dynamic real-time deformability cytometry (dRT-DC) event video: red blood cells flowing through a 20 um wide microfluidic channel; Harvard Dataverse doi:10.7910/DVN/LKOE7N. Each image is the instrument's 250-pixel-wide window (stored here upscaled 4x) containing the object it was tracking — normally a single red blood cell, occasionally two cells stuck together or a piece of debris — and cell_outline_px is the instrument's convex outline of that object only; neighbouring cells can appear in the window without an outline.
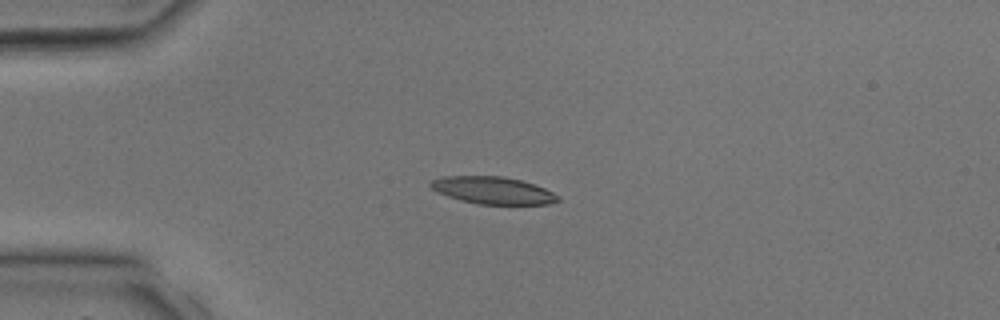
{"species": "common noctule bat (a hibernating species)", "species_latin": "Nyctalus noctula", "temperature_condition": "room temperature", "stored_images_in_passage": 33, "camera_frame_rate_fps": 3000, "um_per_image_px": 0.085, "animal": {"sex": "male", "body_mass_g": 17.9, "forearm_length_mm": 54.2}, "frame": {"image": 1, "passage_image": 8, "time_ms": 2.333, "image_size_px": [1000, 320], "cell_outline_px": [[560, 200], [548, 204], [480, 204], [460, 200], [436, 192], [428, 184], [432, 180], [444, 176], [504, 176], [520, 180], [544, 188], [552, 192]], "centroid_in_image_um": [41.85, 16.17], "position_along_channel_um": 43.2, "area_um2": 20.0}}
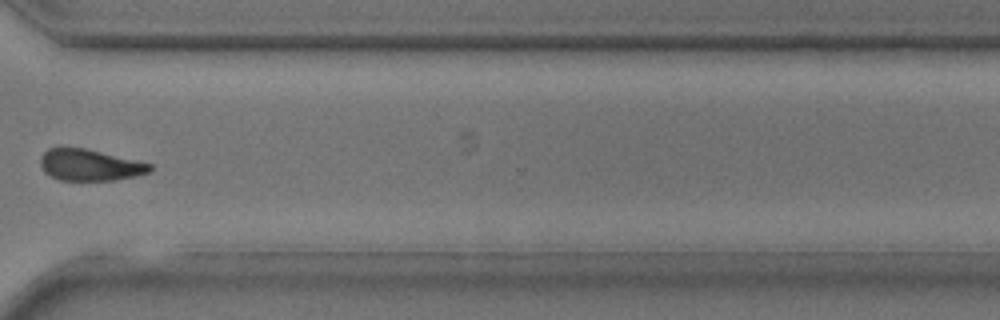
{"frame": {"image": 2, "passage_image": 25, "time_ms": 8.0, "image_size_px": [1000, 320], "cell_outline_px": [[152, 168], [148, 172], [136, 176], [116, 180], [60, 180], [44, 172], [40, 164], [40, 156], [48, 148], [84, 148], [136, 160], [152, 164]], "centroid_in_image_um": [7.62, 14.03], "position_along_channel_um": 363.0, "area_um2": 19.88}}
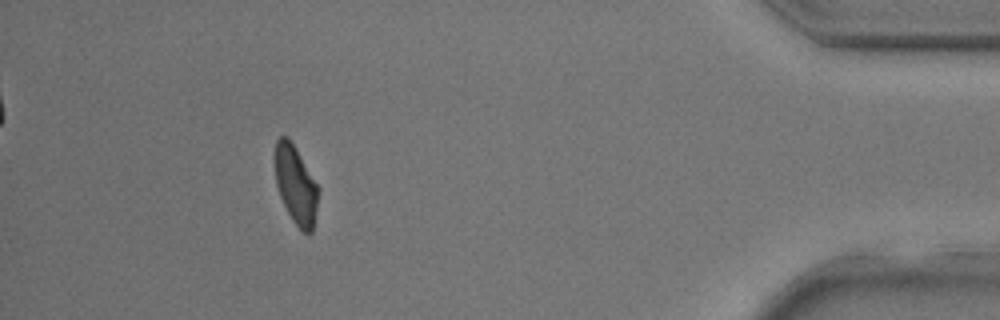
{"frame": {"image": 3, "passage_image": 30, "time_ms": 9.667, "image_size_px": [1000, 320], "cell_outline_px": [[320, 188], [312, 232], [304, 232], [292, 220], [280, 196], [276, 184], [272, 156], [276, 140], [280, 136], [288, 136]], "centroid_in_image_um": [25.1, 15.64], "position_along_channel_um": 410.1, "area_um2": 20.0}}